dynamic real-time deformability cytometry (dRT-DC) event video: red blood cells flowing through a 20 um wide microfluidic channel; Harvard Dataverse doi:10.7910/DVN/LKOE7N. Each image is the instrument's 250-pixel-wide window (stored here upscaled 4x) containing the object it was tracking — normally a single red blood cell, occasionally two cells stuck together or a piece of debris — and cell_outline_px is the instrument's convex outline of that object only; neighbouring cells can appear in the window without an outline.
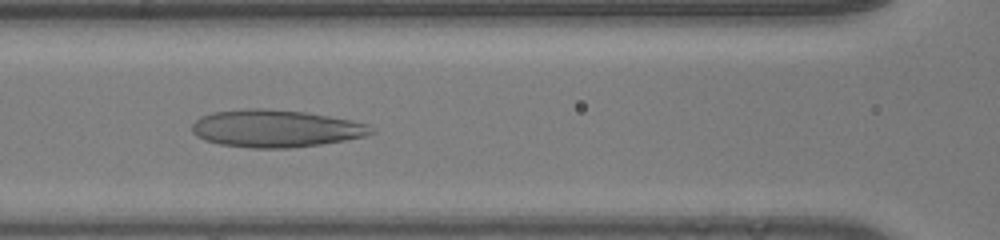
{"species": "human", "species_latin": "Homo sapiens", "temperature_condition": "room temperature", "stored_images_in_passage": 55, "camera_frame_rate_fps": 3000, "um_per_image_px": 0.085, "donor": {"sex": "male"}, "frame": {"image": 1, "passage_image": 31, "time_ms": 10.0, "image_size_px": [1000, 240], "cell_outline_px": [[376, 132], [364, 136], [344, 140], [320, 144], [288, 148], [252, 148], [220, 144], [204, 140], [196, 136], [192, 132], [192, 124], [200, 116], [212, 112], [248, 108], [264, 108], [304, 112], [352, 120], [368, 124], [376, 128]], "centroid_in_image_um": [23.43, 10.92], "position_along_channel_um": 143.2, "area_um2": 39.13}}
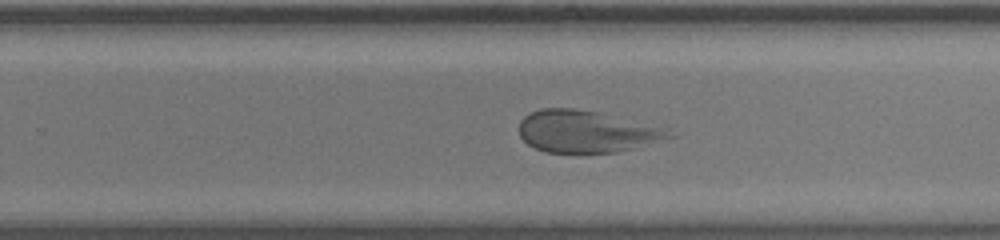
{"frame": {"image": 2, "passage_image": 41, "time_ms": 13.333, "image_size_px": [1000, 240], "cell_outline_px": [[676, 136], [632, 148], [616, 152], [580, 156], [544, 152], [528, 144], [520, 136], [520, 120], [524, 116], [540, 108], [572, 108], [600, 112], [656, 128]], "centroid_in_image_um": [49.69, 11.23], "position_along_channel_um": 280.1, "area_um2": 36.59}}
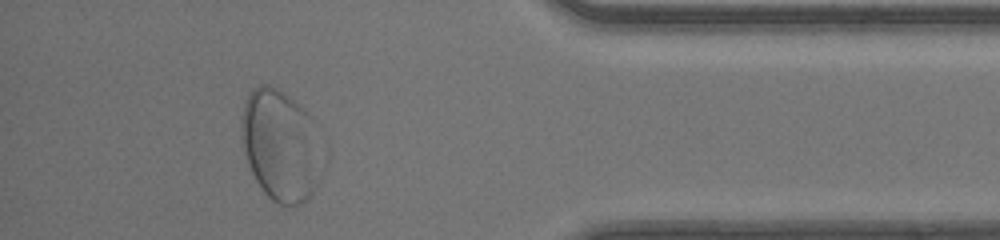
{"frame": {"image": 3, "passage_image": 52, "time_ms": 17.0, "image_size_px": [1000, 240], "cell_outline_px": [[328, 164], [320, 180], [312, 192], [300, 204], [280, 204], [272, 200], [264, 192], [256, 180], [248, 164], [244, 152], [240, 132], [240, 120], [244, 100], [248, 92], [252, 88], [260, 84], [268, 84], [284, 92], [300, 104], [312, 116], [328, 144]], "centroid_in_image_um": [23.98, 12.32], "position_along_channel_um": 411.2, "area_um2": 55.26}}